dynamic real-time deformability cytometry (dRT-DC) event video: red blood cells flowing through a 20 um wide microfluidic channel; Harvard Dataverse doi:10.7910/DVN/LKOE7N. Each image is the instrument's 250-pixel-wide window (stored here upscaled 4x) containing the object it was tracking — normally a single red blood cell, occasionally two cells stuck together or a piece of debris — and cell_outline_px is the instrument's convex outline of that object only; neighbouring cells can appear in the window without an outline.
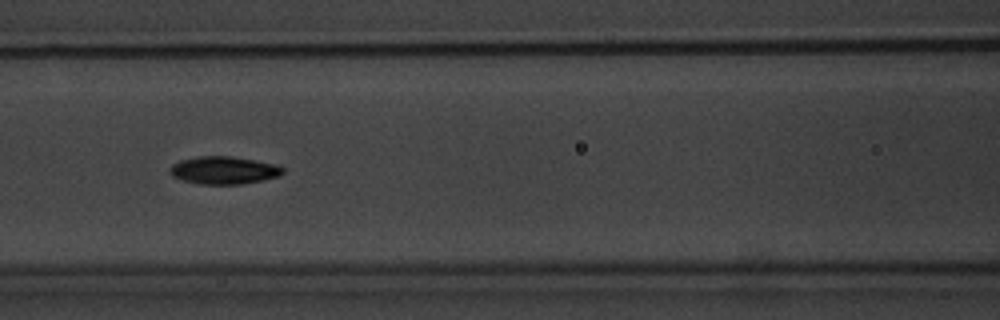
{"species": "common noctule bat (a hibernating species)", "species_latin": "Nyctalus noctula", "temperature_condition": "warm", "stored_images_in_passage": 9, "camera_frame_rate_fps": 3000, "um_per_image_px": 0.085, "animal": {"sex": "male", "body_mass_g": 20.1, "forearm_length_mm": 53.5}, "frame": {"image": 1, "passage_image": 8, "time_ms": 8.333, "image_size_px": [1000, 320], "cell_outline_px": [[284, 172], [280, 176], [264, 180], [240, 184], [200, 184], [184, 180], [172, 176], [172, 164], [180, 160], [196, 156], [228, 156], [276, 164], [284, 168]], "centroid_in_image_um": [19.06, 14.47], "position_along_channel_um": 147.5, "area_um2": 18.03}}